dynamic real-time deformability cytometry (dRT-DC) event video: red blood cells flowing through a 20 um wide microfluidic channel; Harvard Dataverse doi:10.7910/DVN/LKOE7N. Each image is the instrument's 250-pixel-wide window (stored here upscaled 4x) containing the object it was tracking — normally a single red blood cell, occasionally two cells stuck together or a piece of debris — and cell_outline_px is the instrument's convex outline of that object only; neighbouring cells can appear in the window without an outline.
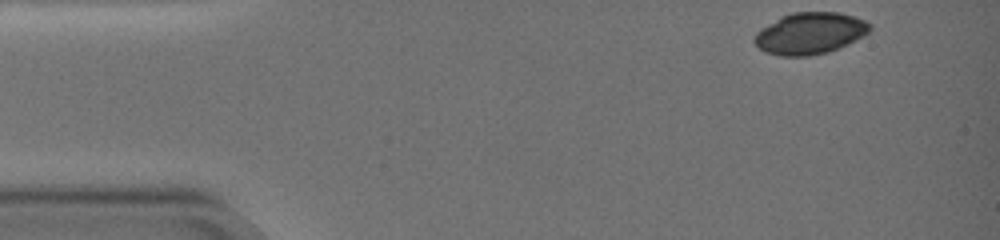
{"species": "common noctule bat (a hibernating species)", "species_latin": "Nyctalus noctula", "temperature_condition": "warm", "stored_images_in_passage": 55, "camera_frame_rate_fps": 3000, "um_per_image_px": 0.085, "animal": {"sex": "female", "body_mass_g": 19.0, "forearm_length_mm": 51.5}, "frame": {"image": 1, "passage_image": 1, "time_ms": 0.0, "image_size_px": [1000, 240], "cell_outline_px": [[868, 32], [836, 48], [824, 52], [800, 56], [784, 56], [768, 52], [760, 48], [756, 44], [756, 36], [764, 28], [784, 16], [792, 12], [836, 12], [852, 16], [868, 24]], "centroid_in_image_um": [68.83, 2.82], "position_along_channel_um": 16.2, "area_um2": 26.3}}
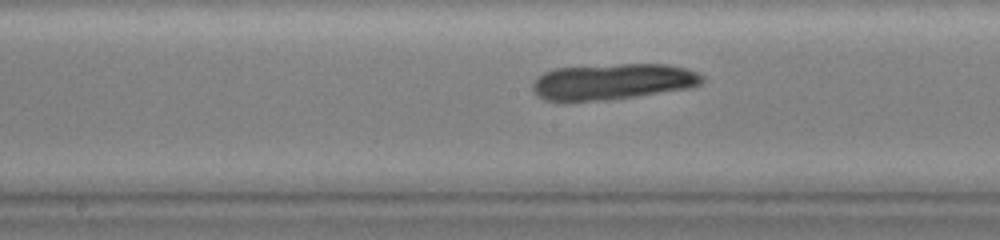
{"frame": {"image": 2, "passage_image": 29, "time_ms": 9.333, "image_size_px": [1000, 240], "cell_outline_px": [[700, 84], [684, 88], [608, 100], [548, 100], [540, 96], [536, 92], [536, 80], [544, 72], [556, 68], [616, 64], [668, 64], [684, 68], [696, 72], [700, 76]], "centroid_in_image_um": [52.08, 6.91], "position_along_channel_um": 196.1, "area_um2": 34.33}}
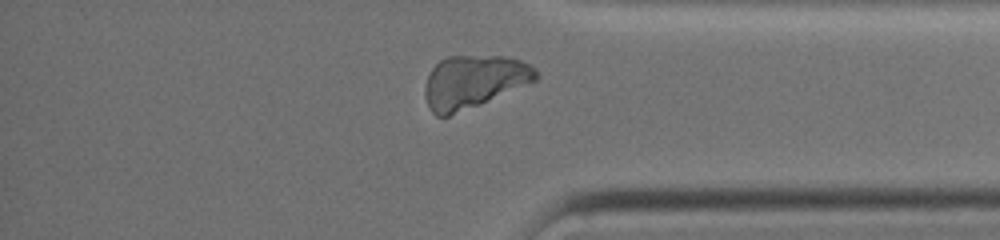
{"frame": {"image": 3, "passage_image": 49, "time_ms": 16.0, "image_size_px": [1000, 240], "cell_outline_px": [[536, 80], [480, 104], [448, 116], [436, 116], [428, 108], [424, 96], [424, 88], [428, 76], [432, 68], [440, 60], [448, 56], [500, 56], [520, 60], [536, 68]], "centroid_in_image_um": [40.21, 6.94], "position_along_channel_um": 395.0, "area_um2": 33.81}}